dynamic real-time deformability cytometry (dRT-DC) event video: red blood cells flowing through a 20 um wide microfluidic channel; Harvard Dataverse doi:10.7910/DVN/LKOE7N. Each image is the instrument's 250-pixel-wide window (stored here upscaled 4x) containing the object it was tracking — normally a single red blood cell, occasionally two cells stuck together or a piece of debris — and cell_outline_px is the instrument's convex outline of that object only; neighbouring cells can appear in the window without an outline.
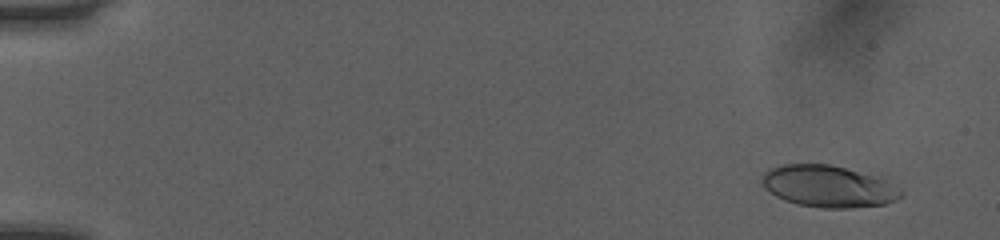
{"species": "human", "species_latin": "Homo sapiens", "temperature_condition": "room temperature", "stored_images_in_passage": 52, "camera_frame_rate_fps": 3000, "um_per_image_px": 0.085, "donor": {"sex": "female"}, "frame": {"image": 1, "passage_image": 4, "time_ms": 1.0, "image_size_px": [1000, 240], "cell_outline_px": [[904, 196], [896, 200], [884, 204], [852, 208], [824, 208], [796, 204], [784, 200], [776, 196], [764, 188], [760, 180], [760, 176], [764, 172], [772, 168], [784, 164], [828, 164], [888, 176], [904, 192]], "centroid_in_image_um": [70.52, 15.82], "position_along_channel_um": 14.5, "area_um2": 34.91}}
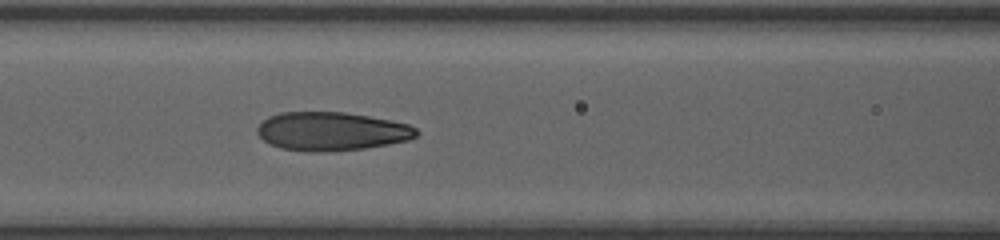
{"frame": {"image": 2, "passage_image": 24, "time_ms": 7.667, "image_size_px": [1000, 240], "cell_outline_px": [[420, 132], [416, 136], [408, 140], [388, 144], [364, 148], [328, 152], [308, 152], [280, 148], [268, 144], [256, 132], [256, 128], [268, 116], [280, 112], [344, 112], [368, 116], [408, 124], [416, 128]], "centroid_in_image_um": [28.15, 11.17], "position_along_channel_um": 138.5, "area_um2": 35.89}}
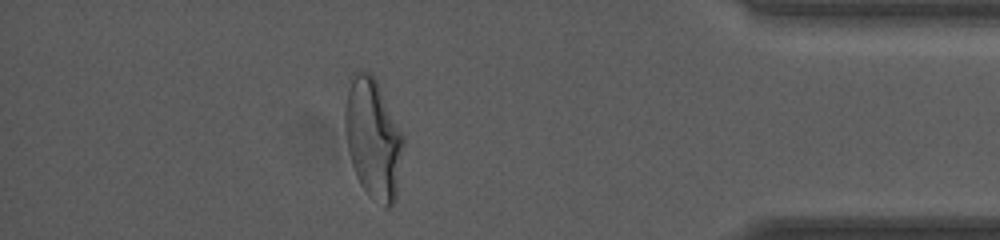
{"frame": {"image": 3, "passage_image": 46, "time_ms": 15.0, "image_size_px": [1000, 240], "cell_outline_px": [[404, 144], [396, 196], [392, 204], [388, 208], [384, 208], [372, 200], [368, 196], [360, 184], [356, 176], [352, 164], [348, 148], [344, 128], [344, 108], [348, 92], [352, 80], [356, 72], [360, 68], [368, 72], [376, 80], [404, 136]], "centroid_in_image_um": [31.72, 11.83], "position_along_channel_um": 403.5, "area_um2": 40.69}, "authors_computed_cell_mechanics": {"area_um2": 35.3447, "velocity_mm_per_s": 4.0729, "shape_relaxation_time_tau1_ms": 5.319, "shape_relaxation_time_tau2_ms": 0.9467, "deformation_change_tau1": 0.2124, "deformation_change_tau2": 0.0837}}